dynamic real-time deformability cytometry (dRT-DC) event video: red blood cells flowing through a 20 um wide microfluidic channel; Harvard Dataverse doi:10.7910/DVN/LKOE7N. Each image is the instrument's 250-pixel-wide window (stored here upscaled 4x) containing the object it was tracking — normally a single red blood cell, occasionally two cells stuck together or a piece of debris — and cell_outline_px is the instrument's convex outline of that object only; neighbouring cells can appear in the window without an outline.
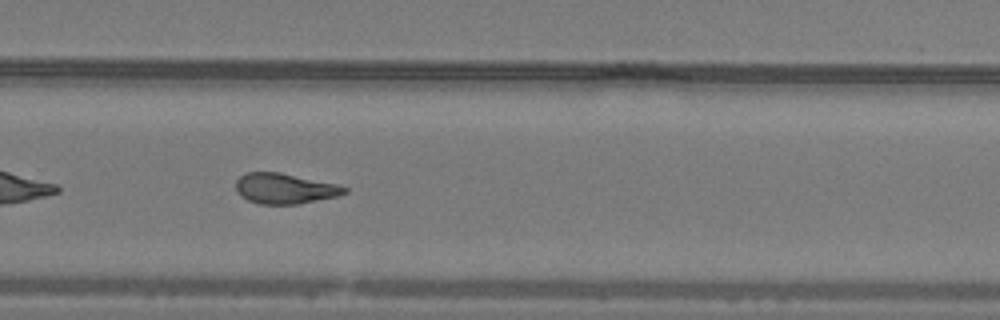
{"species": "common noctule bat (a hibernating species)", "species_latin": "Nyctalus noctula", "temperature_condition": "warm", "stored_images_in_passage": 38, "camera_frame_rate_fps": 3000, "um_per_image_px": 0.085, "animal": {"sex": "male", "body_mass_g": 19.2, "forearm_length_mm": 51.8}, "frame": {"image": 1, "passage_image": 22, "time_ms": 7.0, "image_size_px": [1000, 320], "cell_outline_px": [[348, 192], [336, 196], [300, 204], [260, 204], [248, 200], [240, 196], [236, 188], [236, 180], [244, 172], [280, 172], [336, 184], [348, 188]], "centroid_in_image_um": [24.18, 16.02], "position_along_channel_um": 305.6, "area_um2": 19.25}, "authors_computed_cell_mechanics": {"area_um2": 19.6231, "velocity_mm_per_s": 4.0743, "shape_relaxation_time_tau1_ms": null, "shape_relaxation_time_tau2_ms": 2.9424, "deformation_change_tau1": null, "deformation_change_tau2": 0.1217}}